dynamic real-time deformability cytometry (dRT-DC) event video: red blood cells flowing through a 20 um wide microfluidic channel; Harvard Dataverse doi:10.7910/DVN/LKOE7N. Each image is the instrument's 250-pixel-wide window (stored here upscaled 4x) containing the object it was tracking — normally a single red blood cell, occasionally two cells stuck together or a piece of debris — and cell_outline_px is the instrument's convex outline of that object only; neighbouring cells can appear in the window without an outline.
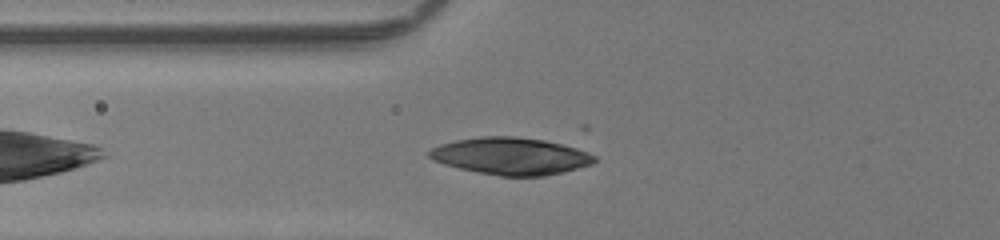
{"species": "human", "species_latin": "Homo sapiens", "temperature_condition": "room temperature", "stored_images_in_passage": 36, "camera_frame_rate_fps": 3000, "um_per_image_px": 0.085, "donor": {"sex": "male"}, "frame": {"image": 1, "passage_image": 9, "time_ms": 2.667, "image_size_px": [1000, 240], "cell_outline_px": [[592, 160], [584, 164], [572, 168], [556, 172], [536, 176], [504, 176], [464, 168], [440, 160], [432, 156], [432, 152], [436, 148], [448, 144], [464, 140], [540, 140], [572, 148], [592, 156]], "centroid_in_image_um": [43.48, 13.33], "position_along_channel_um": 82.3, "area_um2": 30.98}}
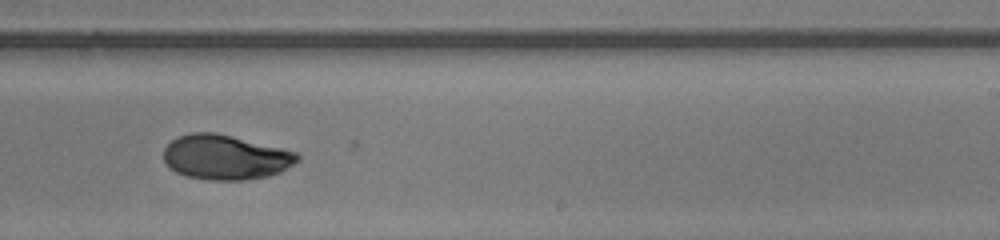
{"frame": {"image": 2, "passage_image": 23, "time_ms": 7.333, "image_size_px": [1000, 240], "cell_outline_px": [[296, 160], [276, 172], [260, 176], [192, 176], [180, 172], [172, 168], [168, 164], [164, 156], [164, 152], [168, 144], [184, 136], [228, 136], [288, 152], [296, 156]], "centroid_in_image_um": [19.07, 13.35], "position_along_channel_um": 269.9, "area_um2": 29.88}}
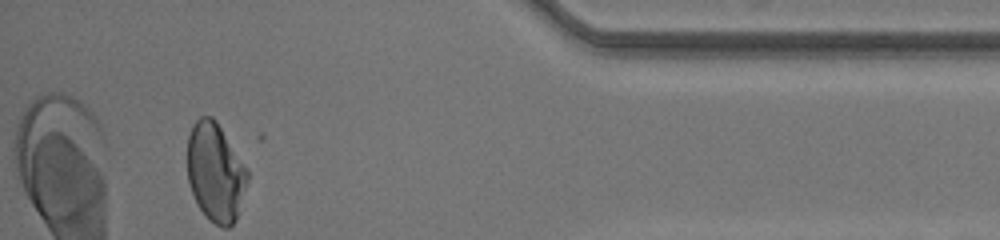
{"frame": {"image": 3, "passage_image": 36, "time_ms": 11.667, "image_size_px": [1000, 240], "cell_outline_px": [[236, 216], [232, 224], [216, 224], [200, 208], [196, 200], [188, 176], [188, 140], [192, 128], [204, 116], [208, 116], [216, 124], [224, 140], [236, 172]], "centroid_in_image_um": [18.02, 14.65], "position_along_channel_um": 417.2, "area_um2": 28.09}, "authors_computed_cell_mechanics": {"area_um2": 30.8941, "velocity_mm_per_s": 4.0806, "shape_relaxation_time_tau1_ms": 8.1148, "shape_relaxation_time_tau2_ms": 2.5645, "deformation_change_tau1": 0.2561, "deformation_change_tau2": 0.0497}}